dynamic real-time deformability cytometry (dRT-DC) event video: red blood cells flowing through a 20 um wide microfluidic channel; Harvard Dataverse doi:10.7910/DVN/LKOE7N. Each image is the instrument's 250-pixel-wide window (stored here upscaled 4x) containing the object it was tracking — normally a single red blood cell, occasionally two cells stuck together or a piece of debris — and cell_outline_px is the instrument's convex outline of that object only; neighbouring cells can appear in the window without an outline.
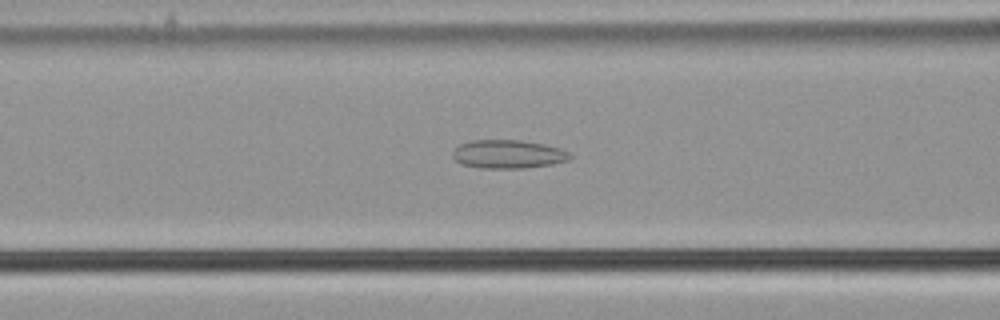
{"species": "common noctule bat (a hibernating species)", "species_latin": "Nyctalus noctula", "temperature_condition": "cold", "stored_images_in_passage": 55, "camera_frame_rate_fps": 3000, "um_per_image_px": 0.085, "animal": {"sex": "male", "body_mass_g": 21.5, "forearm_length_mm": 52.0}, "frame": {"image": 1, "passage_image": 23, "time_ms": 7.333, "image_size_px": [1000, 320], "cell_outline_px": [[572, 156], [568, 160], [552, 164], [524, 168], [480, 168], [460, 164], [452, 156], [452, 152], [460, 144], [472, 140], [520, 140], [544, 144], [560, 148], [568, 152]], "centroid_in_image_um": [43.17, 13.1], "position_along_channel_um": 123.4, "area_um2": 19.48}}
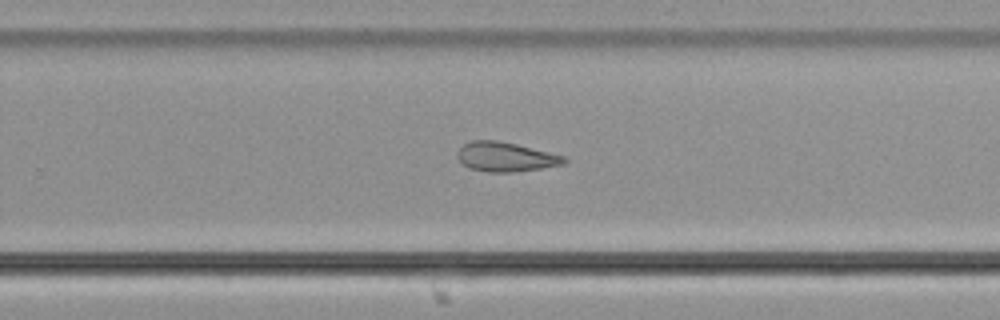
{"frame": {"image": 2, "passage_image": 36, "time_ms": 11.667, "image_size_px": [1000, 320], "cell_outline_px": [[568, 160], [564, 164], [540, 168], [512, 172], [488, 172], [468, 168], [456, 156], [456, 152], [464, 144], [472, 140], [496, 140], [516, 144], [564, 156]], "centroid_in_image_um": [42.95, 13.33], "position_along_channel_um": 286.9, "area_um2": 18.15}}
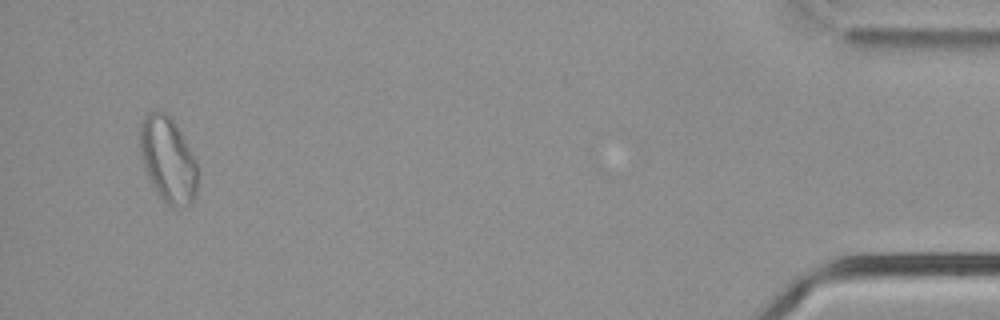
{"frame": {"image": 3, "passage_image": 53, "time_ms": 17.333, "image_size_px": [1000, 320], "cell_outline_px": [[196, 192], [192, 200], [188, 204], [176, 208], [168, 204], [156, 192], [144, 168], [140, 152], [140, 124], [144, 116], [148, 112], [164, 112], [176, 124], [196, 160]], "centroid_in_image_um": [14.25, 13.55], "position_along_channel_um": 420.9, "area_um2": 28.21}, "authors_computed_cell_mechanics": {"area_um2": 22.7732, "velocity_mm_per_s": 3.7768, "shape_relaxation_time_tau1_ms": null, "shape_relaxation_time_tau2_ms": 3.0603, "deformation_change_tau1": null, "deformation_change_tau2": 0.12}}